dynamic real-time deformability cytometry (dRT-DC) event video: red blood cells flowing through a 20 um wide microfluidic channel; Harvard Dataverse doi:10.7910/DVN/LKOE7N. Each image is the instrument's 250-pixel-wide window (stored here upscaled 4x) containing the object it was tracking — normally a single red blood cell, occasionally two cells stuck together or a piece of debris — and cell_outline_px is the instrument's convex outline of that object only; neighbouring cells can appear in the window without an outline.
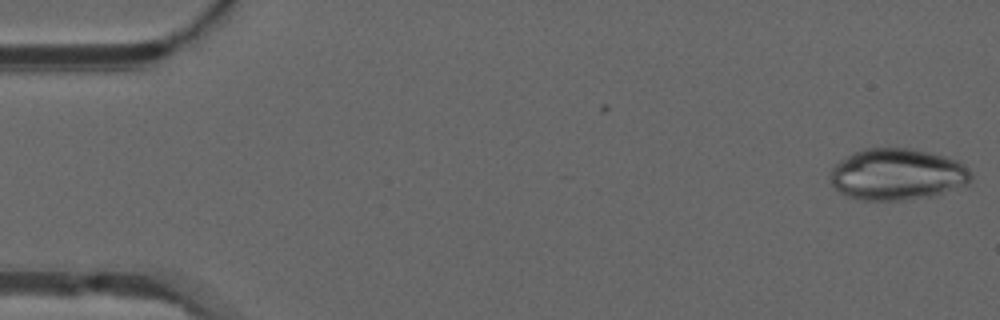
{"species": "common noctule bat (a hibernating species)", "species_latin": "Nyctalus noctula", "temperature_condition": "warm", "stored_images_in_passage": 8, "camera_frame_rate_fps": 3000, "um_per_image_px": 0.085, "animal": {"sex": "male", "forearm_length_mm": 52.5}, "frame": {"image": 1, "passage_image": 1, "time_ms": 0.0, "image_size_px": [1000, 320], "cell_outline_px": [[972, 176], [968, 184], [936, 196], [904, 200], [860, 200], [848, 196], [840, 192], [832, 184], [832, 168], [840, 160], [852, 152], [864, 148], [912, 148], [944, 156], [956, 160], [964, 164], [968, 168]], "centroid_in_image_um": [76.29, 14.82], "position_along_channel_um": 8.7, "area_um2": 42.43}}